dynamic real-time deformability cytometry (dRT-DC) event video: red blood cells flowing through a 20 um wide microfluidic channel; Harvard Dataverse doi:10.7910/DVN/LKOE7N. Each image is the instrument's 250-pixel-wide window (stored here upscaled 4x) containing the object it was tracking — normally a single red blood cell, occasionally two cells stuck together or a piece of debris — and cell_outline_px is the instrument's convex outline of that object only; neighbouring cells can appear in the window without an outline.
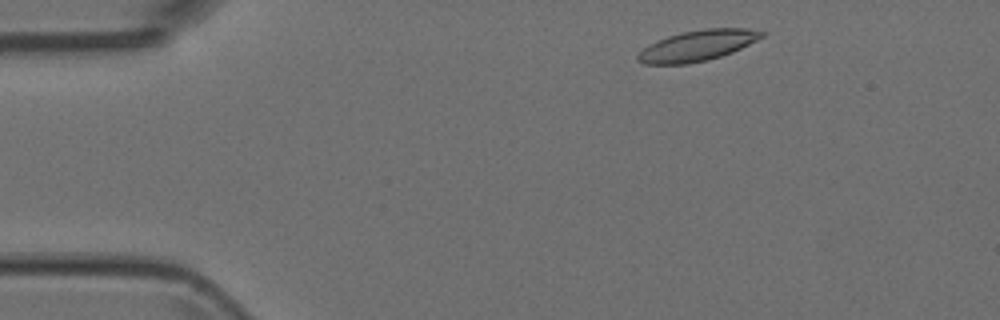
{"species": "Egyptian fruit bat (a non-hibernating species)", "species_latin": "Rousettus aegyptiacus", "temperature_condition": "room temperature", "stored_images_in_passage": 47, "camera_frame_rate_fps": 3000, "um_per_image_px": 0.085, "animal": {"sex": "female"}, "frame": {"image": 1, "passage_image": 3, "time_ms": 0.667, "image_size_px": [1000, 320], "cell_outline_px": [[764, 36], [732, 52], [708, 60], [688, 64], [644, 64], [636, 60], [636, 56], [648, 44], [668, 36], [684, 32], [704, 28], [748, 28], [764, 32]], "centroid_in_image_um": [59.26, 3.88], "position_along_channel_um": 25.7, "area_um2": 22.02}}
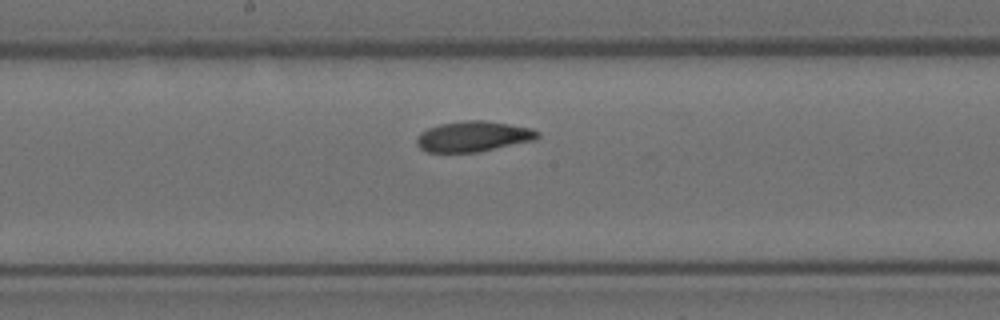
{"frame": {"image": 2, "passage_image": 22, "time_ms": 7.0, "image_size_px": [1000, 320], "cell_outline_px": [[540, 136], [536, 140], [480, 152], [428, 152], [420, 148], [416, 144], [416, 136], [420, 132], [428, 128], [440, 124], [464, 120], [484, 120], [532, 128], [540, 132]], "centroid_in_image_um": [40.24, 11.6], "position_along_channel_um": 208.0, "area_um2": 21.73}}
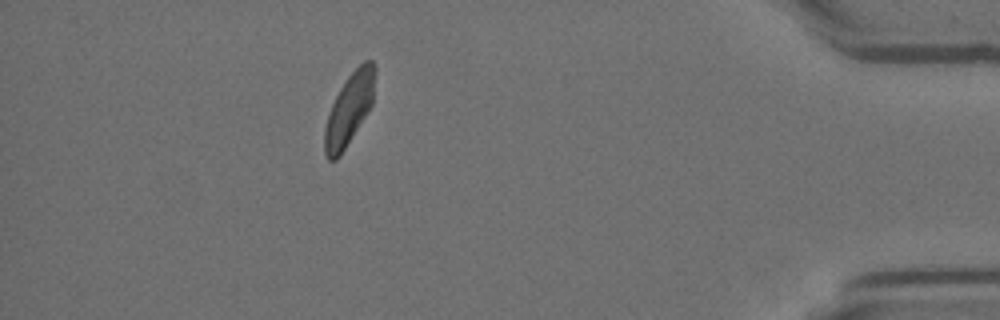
{"frame": {"image": 3, "passage_image": 41, "time_ms": 13.333, "image_size_px": [1000, 320], "cell_outline_px": [[376, 68], [372, 104], [368, 112], [340, 156], [336, 160], [328, 160], [324, 152], [324, 128], [332, 104], [340, 88], [348, 76], [364, 60], [372, 60]], "centroid_in_image_um": [29.68, 9.28], "position_along_channel_um": 405.5, "area_um2": 20.87}}